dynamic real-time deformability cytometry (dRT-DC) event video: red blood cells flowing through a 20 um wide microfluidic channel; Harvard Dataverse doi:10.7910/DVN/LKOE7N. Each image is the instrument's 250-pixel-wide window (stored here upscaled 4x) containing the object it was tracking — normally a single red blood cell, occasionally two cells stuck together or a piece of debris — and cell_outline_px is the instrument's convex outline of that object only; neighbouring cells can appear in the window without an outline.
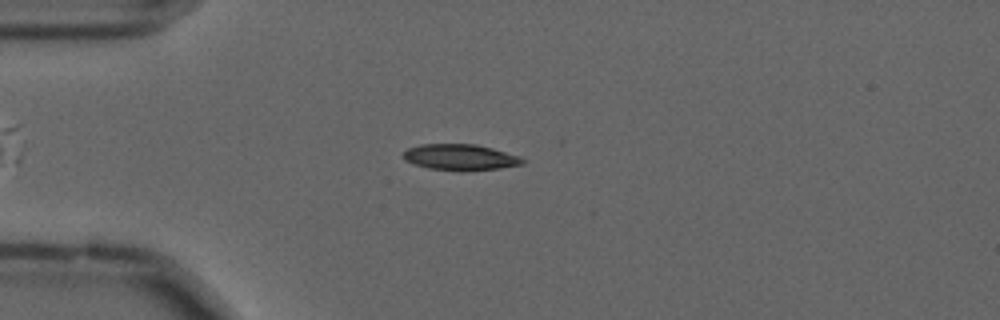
{"species": "common noctule bat (a hibernating species)", "species_latin": "Nyctalus noctula", "temperature_condition": "cold", "stored_images_in_passage": 52, "camera_frame_rate_fps": 3000, "um_per_image_px": 0.085, "animal": {"sex": "male", "forearm_length_mm": 52.5}, "frame": {"image": 1, "passage_image": 14, "time_ms": 4.333, "image_size_px": [1000, 320], "cell_outline_px": [[528, 160], [524, 164], [500, 168], [460, 172], [428, 168], [404, 160], [404, 152], [408, 148], [420, 144], [476, 144], [492, 148], [520, 156]], "centroid_in_image_um": [39.17, 13.37], "position_along_channel_um": 45.8, "area_um2": 18.32}}
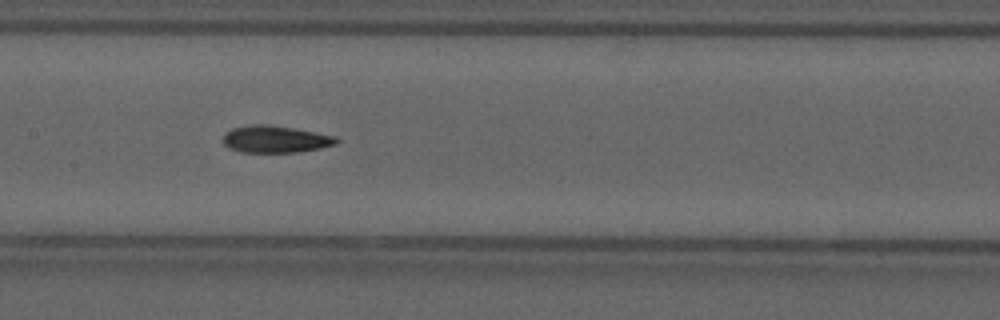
{"frame": {"image": 2, "passage_image": 27, "time_ms": 8.667, "image_size_px": [1000, 320], "cell_outline_px": [[340, 140], [336, 144], [320, 148], [296, 152], [240, 152], [228, 148], [224, 144], [224, 132], [232, 128], [252, 124], [268, 124], [296, 128], [336, 136]], "centroid_in_image_um": [23.4, 11.82], "position_along_channel_um": 184.0, "area_um2": 18.03}}
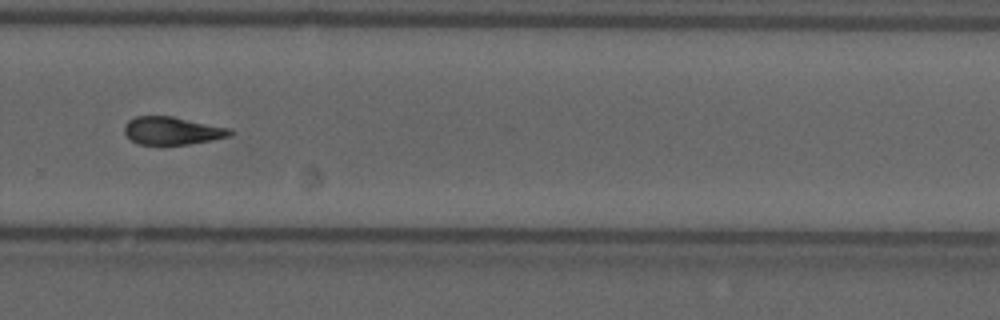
{"frame": {"image": 3, "passage_image": 38, "time_ms": 12.333, "image_size_px": [1000, 320], "cell_outline_px": [[236, 132], [228, 136], [212, 140], [188, 144], [136, 144], [124, 132], [124, 124], [128, 120], [136, 116], [172, 116], [232, 128]], "centroid_in_image_um": [14.66, 11.1], "position_along_channel_um": 315.1, "area_um2": 17.22}, "authors_computed_cell_mechanics": {"area_um2": 17.8313, "velocity_mm_per_s": 3.5931, "shape_relaxation_time_tau1_ms": 3.805, "shape_relaxation_time_tau2_ms": 6.0997, "deformation_change_tau1": 0.1229, "deformation_change_tau2": 0.1483}}